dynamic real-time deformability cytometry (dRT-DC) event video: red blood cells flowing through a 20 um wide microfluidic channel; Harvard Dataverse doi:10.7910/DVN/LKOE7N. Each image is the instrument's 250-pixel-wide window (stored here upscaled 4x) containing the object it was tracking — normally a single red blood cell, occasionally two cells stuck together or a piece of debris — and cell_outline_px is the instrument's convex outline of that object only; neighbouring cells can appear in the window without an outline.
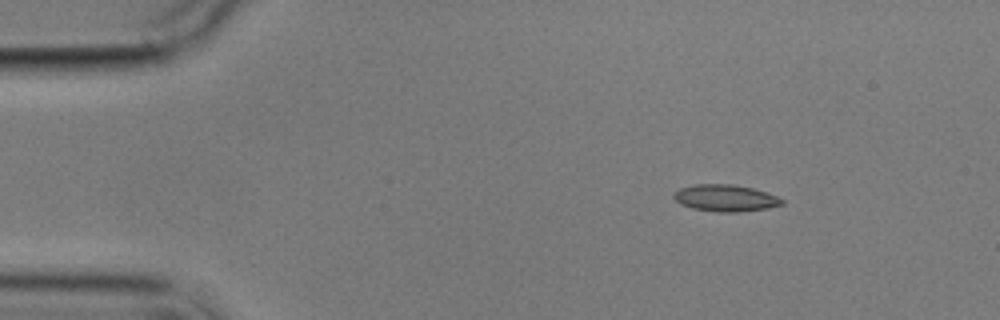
{"species": "common noctule bat (a hibernating species)", "species_latin": "Nyctalus noctula", "temperature_condition": "cold", "stored_images_in_passage": 8, "camera_frame_rate_fps": 3000, "um_per_image_px": 0.085, "animal": {"sex": "male", "body_mass_g": 17.9}, "frame": {"image": 1, "passage_image": 2, "time_ms": 1.333, "image_size_px": [1000, 320], "cell_outline_px": [[784, 204], [768, 208], [736, 212], [716, 212], [692, 208], [680, 204], [672, 196], [680, 188], [696, 184], [732, 184], [752, 188], [776, 196], [784, 200]], "centroid_in_image_um": [61.65, 16.84], "position_along_channel_um": 23.3, "area_um2": 16.76}}
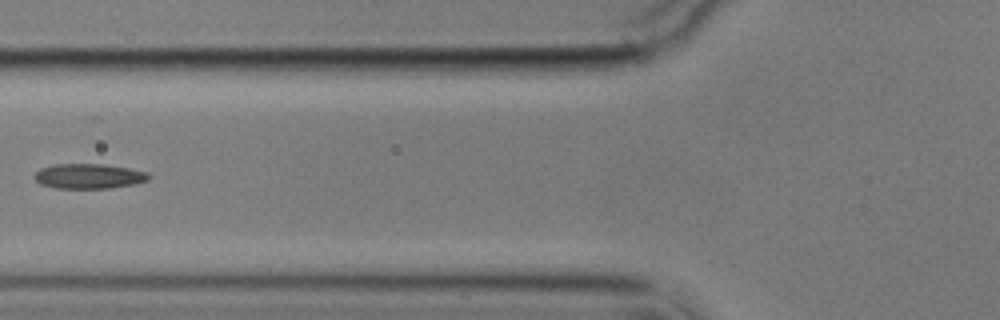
{"frame": {"image": 2, "passage_image": 6, "time_ms": 6.0, "image_size_px": [1000, 320], "cell_outline_px": [[152, 176], [148, 180], [132, 184], [108, 188], [56, 188], [40, 184], [32, 176], [40, 168], [56, 164], [104, 164], [128, 168], [148, 172]], "centroid_in_image_um": [7.54, 14.97], "position_along_channel_um": 118.3, "area_um2": 16.59}}
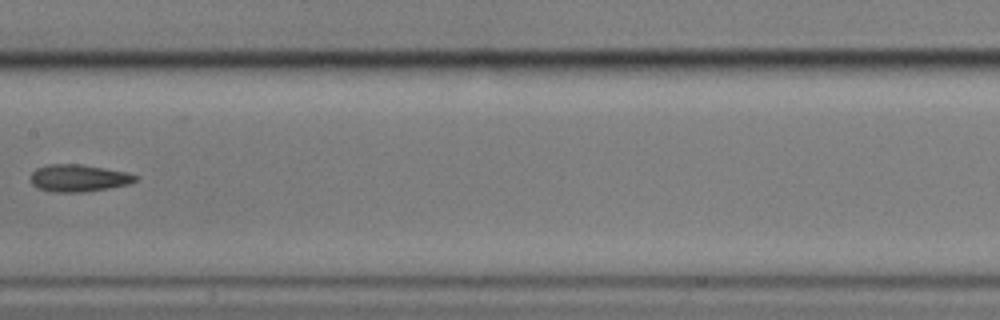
{"frame": {"image": 3, "passage_image": 8, "time_ms": 8.333, "image_size_px": [1000, 320], "cell_outline_px": [[140, 176], [136, 180], [128, 184], [108, 188], [84, 192], [52, 192], [36, 188], [32, 184], [32, 172], [36, 168], [48, 164], [80, 164], [104, 168], [124, 172]], "centroid_in_image_um": [6.65, 15.14], "position_along_channel_um": 200.7, "area_um2": 16.53}}